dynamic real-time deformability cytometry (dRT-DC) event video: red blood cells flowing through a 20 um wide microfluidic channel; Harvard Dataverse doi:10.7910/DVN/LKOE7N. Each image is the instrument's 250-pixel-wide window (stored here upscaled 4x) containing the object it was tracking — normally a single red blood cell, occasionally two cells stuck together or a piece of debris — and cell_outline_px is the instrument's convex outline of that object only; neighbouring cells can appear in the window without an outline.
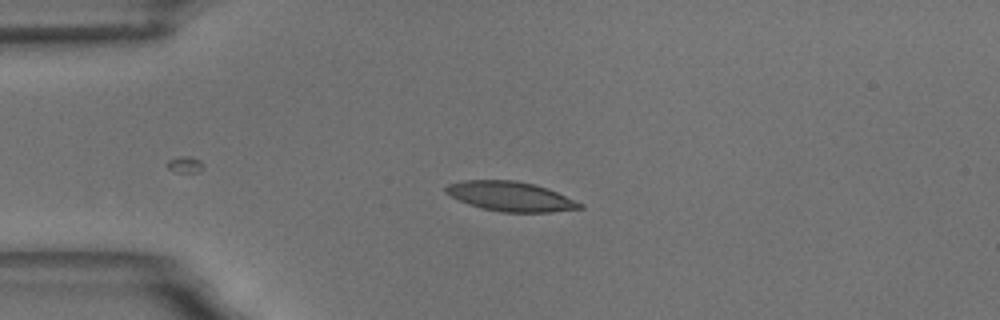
{"species": "common noctule bat (a hibernating species)", "species_latin": "Nyctalus noctula", "temperature_condition": "room temperature", "stored_images_in_passage": 1, "camera_frame_rate_fps": 3000, "um_per_image_px": 0.085, "animal": {"sex": "male", "body_mass_g": 18.8}, "frame": {"image": 1, "passage_image": 1, "time_ms": 0.0, "image_size_px": [1000, 320], "cell_outline_px": [[584, 208], [552, 212], [500, 212], [468, 204], [444, 192], [444, 188], [448, 184], [464, 180], [516, 180], [536, 184], [548, 188], [584, 204]], "centroid_in_image_um": [43.43, 16.69], "position_along_channel_um": 41.6, "area_um2": 23.18}}